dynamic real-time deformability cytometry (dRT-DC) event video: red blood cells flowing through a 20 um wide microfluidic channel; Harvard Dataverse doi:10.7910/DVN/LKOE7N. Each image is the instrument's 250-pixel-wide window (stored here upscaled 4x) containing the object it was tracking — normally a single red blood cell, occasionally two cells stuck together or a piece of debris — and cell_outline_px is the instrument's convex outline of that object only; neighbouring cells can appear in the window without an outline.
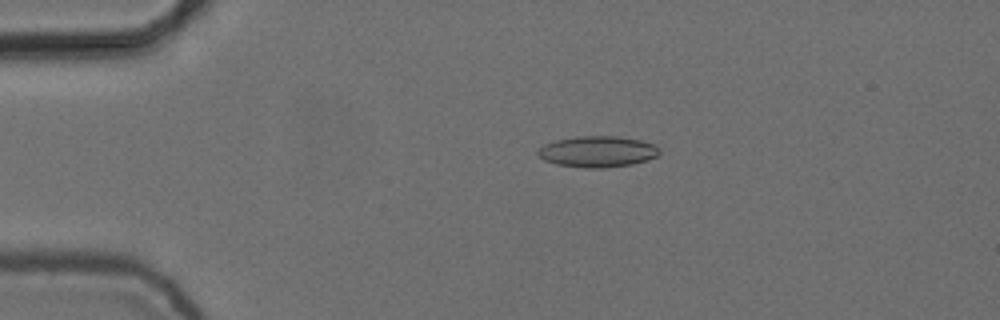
{"species": "common noctule bat (a hibernating species)", "species_latin": "Nyctalus noctula", "temperature_condition": "cold", "stored_images_in_passage": 5, "camera_frame_rate_fps": 3000, "um_per_image_px": 0.085, "animal": {"sex": "female", "body_mass_g": 24.6, "forearm_length_mm": 56.2}, "frame": {"image": 1, "passage_image": 3, "time_ms": 0.667, "image_size_px": [1000, 320], "cell_outline_px": [[660, 152], [656, 156], [648, 160], [632, 164], [604, 168], [584, 168], [556, 164], [544, 160], [536, 152], [544, 144], [556, 140], [576, 136], [620, 136], [640, 140], [656, 144], [660, 148]], "centroid_in_image_um": [50.82, 12.88], "position_along_channel_um": 34.2, "area_um2": 22.2}}